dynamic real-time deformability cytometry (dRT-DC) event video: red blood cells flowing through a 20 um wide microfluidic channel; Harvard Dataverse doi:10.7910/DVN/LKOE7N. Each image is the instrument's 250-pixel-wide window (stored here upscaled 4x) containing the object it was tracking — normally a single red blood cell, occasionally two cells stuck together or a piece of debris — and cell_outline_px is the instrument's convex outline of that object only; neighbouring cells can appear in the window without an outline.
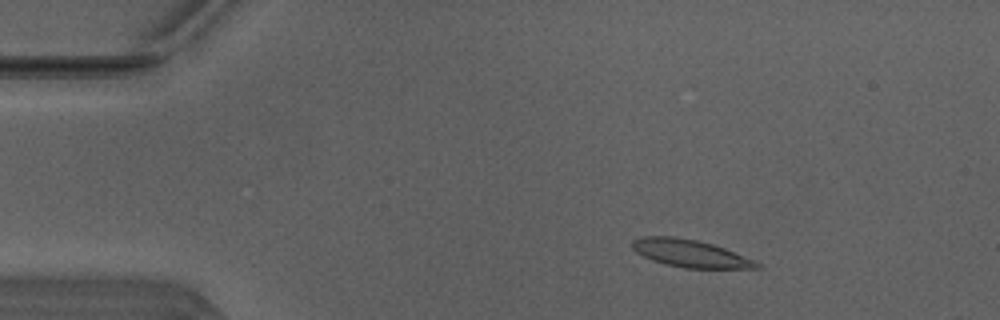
{"species": "Egyptian fruit bat (a non-hibernating species)", "species_latin": "Rousettus aegyptiacus", "temperature_condition": "warm", "stored_images_in_passage": 12, "camera_frame_rate_fps": 3000, "um_per_image_px": 0.085, "animal": {"sex": "male"}, "frame": {"image": 1, "passage_image": 7, "time_ms": 2.0, "image_size_px": [1000, 320], "cell_outline_px": [[764, 268], [684, 268], [652, 260], [636, 252], [632, 248], [632, 240], [640, 236], [672, 236], [696, 240], [712, 244], [724, 248], [756, 260], [764, 264]], "centroid_in_image_um": [58.71, 21.54], "position_along_channel_um": 26.3, "area_um2": 20.0}}